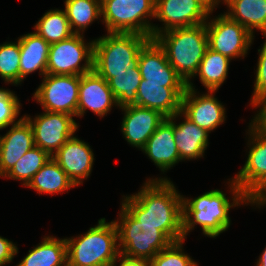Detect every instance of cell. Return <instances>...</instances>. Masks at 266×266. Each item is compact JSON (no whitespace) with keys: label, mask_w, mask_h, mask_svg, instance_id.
I'll use <instances>...</instances> for the list:
<instances>
[{"label":"cell","mask_w":266,"mask_h":266,"mask_svg":"<svg viewBox=\"0 0 266 266\" xmlns=\"http://www.w3.org/2000/svg\"><path fill=\"white\" fill-rule=\"evenodd\" d=\"M122 206L141 224L157 226L172 243L183 237V196L167 178L148 179Z\"/></svg>","instance_id":"6da1fadb"},{"label":"cell","mask_w":266,"mask_h":266,"mask_svg":"<svg viewBox=\"0 0 266 266\" xmlns=\"http://www.w3.org/2000/svg\"><path fill=\"white\" fill-rule=\"evenodd\" d=\"M229 183L234 197L232 203L219 189L205 192L194 199L183 197L184 239L197 224L201 226L204 235L215 238L229 228L231 220L228 214L231 207L240 203L253 204L233 180Z\"/></svg>","instance_id":"7a4b0ae2"},{"label":"cell","mask_w":266,"mask_h":266,"mask_svg":"<svg viewBox=\"0 0 266 266\" xmlns=\"http://www.w3.org/2000/svg\"><path fill=\"white\" fill-rule=\"evenodd\" d=\"M164 50L168 62L187 84L195 76L208 49L206 24L175 28L153 38Z\"/></svg>","instance_id":"3957f363"},{"label":"cell","mask_w":266,"mask_h":266,"mask_svg":"<svg viewBox=\"0 0 266 266\" xmlns=\"http://www.w3.org/2000/svg\"><path fill=\"white\" fill-rule=\"evenodd\" d=\"M65 240L67 266H116L120 250L114 221L106 222L101 218L85 234Z\"/></svg>","instance_id":"277c9868"},{"label":"cell","mask_w":266,"mask_h":266,"mask_svg":"<svg viewBox=\"0 0 266 266\" xmlns=\"http://www.w3.org/2000/svg\"><path fill=\"white\" fill-rule=\"evenodd\" d=\"M150 39L138 33H108L95 39L93 70L106 81L126 73L137 63L140 50Z\"/></svg>","instance_id":"5b68a950"},{"label":"cell","mask_w":266,"mask_h":266,"mask_svg":"<svg viewBox=\"0 0 266 266\" xmlns=\"http://www.w3.org/2000/svg\"><path fill=\"white\" fill-rule=\"evenodd\" d=\"M249 125V154L243 168L232 180L255 205L266 194V121L256 114Z\"/></svg>","instance_id":"8992f818"},{"label":"cell","mask_w":266,"mask_h":266,"mask_svg":"<svg viewBox=\"0 0 266 266\" xmlns=\"http://www.w3.org/2000/svg\"><path fill=\"white\" fill-rule=\"evenodd\" d=\"M118 219L114 222L118 229L121 255L151 260L172 243L157 226L141 224L123 206Z\"/></svg>","instance_id":"52a82bcc"},{"label":"cell","mask_w":266,"mask_h":266,"mask_svg":"<svg viewBox=\"0 0 266 266\" xmlns=\"http://www.w3.org/2000/svg\"><path fill=\"white\" fill-rule=\"evenodd\" d=\"M156 0H101V16L108 33H138L152 39Z\"/></svg>","instance_id":"ba28073f"},{"label":"cell","mask_w":266,"mask_h":266,"mask_svg":"<svg viewBox=\"0 0 266 266\" xmlns=\"http://www.w3.org/2000/svg\"><path fill=\"white\" fill-rule=\"evenodd\" d=\"M83 34L50 44L46 74L83 75L93 70L94 40L85 43ZM82 60L84 65L80 66Z\"/></svg>","instance_id":"9c48e42d"},{"label":"cell","mask_w":266,"mask_h":266,"mask_svg":"<svg viewBox=\"0 0 266 266\" xmlns=\"http://www.w3.org/2000/svg\"><path fill=\"white\" fill-rule=\"evenodd\" d=\"M80 75L46 74L33 95L43 110L77 116Z\"/></svg>","instance_id":"30bf717a"},{"label":"cell","mask_w":266,"mask_h":266,"mask_svg":"<svg viewBox=\"0 0 266 266\" xmlns=\"http://www.w3.org/2000/svg\"><path fill=\"white\" fill-rule=\"evenodd\" d=\"M207 20L208 47L222 55L233 58L245 57L254 35L243 25L230 19L226 14Z\"/></svg>","instance_id":"8fae6325"},{"label":"cell","mask_w":266,"mask_h":266,"mask_svg":"<svg viewBox=\"0 0 266 266\" xmlns=\"http://www.w3.org/2000/svg\"><path fill=\"white\" fill-rule=\"evenodd\" d=\"M212 11L203 0H156L155 18L164 27L153 26L152 39L171 29L204 24Z\"/></svg>","instance_id":"7c38bea8"},{"label":"cell","mask_w":266,"mask_h":266,"mask_svg":"<svg viewBox=\"0 0 266 266\" xmlns=\"http://www.w3.org/2000/svg\"><path fill=\"white\" fill-rule=\"evenodd\" d=\"M23 117L32 127L35 146L51 156L72 138L78 129L73 116L67 113L44 111L34 119L27 115Z\"/></svg>","instance_id":"4fadbf2b"},{"label":"cell","mask_w":266,"mask_h":266,"mask_svg":"<svg viewBox=\"0 0 266 266\" xmlns=\"http://www.w3.org/2000/svg\"><path fill=\"white\" fill-rule=\"evenodd\" d=\"M214 92L216 91L208 90V93L197 96L192 82L189 81L182 96L181 112L209 133L225 121V108L215 98Z\"/></svg>","instance_id":"5bb4252c"},{"label":"cell","mask_w":266,"mask_h":266,"mask_svg":"<svg viewBox=\"0 0 266 266\" xmlns=\"http://www.w3.org/2000/svg\"><path fill=\"white\" fill-rule=\"evenodd\" d=\"M137 65L145 83H165V87H187L154 39H150L140 50Z\"/></svg>","instance_id":"9a60e30c"},{"label":"cell","mask_w":266,"mask_h":266,"mask_svg":"<svg viewBox=\"0 0 266 266\" xmlns=\"http://www.w3.org/2000/svg\"><path fill=\"white\" fill-rule=\"evenodd\" d=\"M117 104L108 82L94 70L80 76L77 116H83L86 109L103 117Z\"/></svg>","instance_id":"2e32d148"},{"label":"cell","mask_w":266,"mask_h":266,"mask_svg":"<svg viewBox=\"0 0 266 266\" xmlns=\"http://www.w3.org/2000/svg\"><path fill=\"white\" fill-rule=\"evenodd\" d=\"M124 110L122 133L127 142L142 149L159 125L165 120L160 112L136 105L120 107Z\"/></svg>","instance_id":"e0dca14e"},{"label":"cell","mask_w":266,"mask_h":266,"mask_svg":"<svg viewBox=\"0 0 266 266\" xmlns=\"http://www.w3.org/2000/svg\"><path fill=\"white\" fill-rule=\"evenodd\" d=\"M52 158L60 165L76 186L91 174L94 154L88 143L73 136Z\"/></svg>","instance_id":"ac0fdd59"},{"label":"cell","mask_w":266,"mask_h":266,"mask_svg":"<svg viewBox=\"0 0 266 266\" xmlns=\"http://www.w3.org/2000/svg\"><path fill=\"white\" fill-rule=\"evenodd\" d=\"M187 87H165V83H145L141 80L134 105L149 108L170 118L181 111L182 96Z\"/></svg>","instance_id":"d6986e66"},{"label":"cell","mask_w":266,"mask_h":266,"mask_svg":"<svg viewBox=\"0 0 266 266\" xmlns=\"http://www.w3.org/2000/svg\"><path fill=\"white\" fill-rule=\"evenodd\" d=\"M179 116H182L181 111L170 118H165L141 149L162 172L181 161L173 132V120Z\"/></svg>","instance_id":"ffe728a7"},{"label":"cell","mask_w":266,"mask_h":266,"mask_svg":"<svg viewBox=\"0 0 266 266\" xmlns=\"http://www.w3.org/2000/svg\"><path fill=\"white\" fill-rule=\"evenodd\" d=\"M34 146L32 127L23 117L5 135L0 136V176L4 177Z\"/></svg>","instance_id":"44dd1931"},{"label":"cell","mask_w":266,"mask_h":266,"mask_svg":"<svg viewBox=\"0 0 266 266\" xmlns=\"http://www.w3.org/2000/svg\"><path fill=\"white\" fill-rule=\"evenodd\" d=\"M18 40L20 47V83L28 74L36 70H39L40 75L44 77L50 44L36 32L25 34Z\"/></svg>","instance_id":"7402d4cb"},{"label":"cell","mask_w":266,"mask_h":266,"mask_svg":"<svg viewBox=\"0 0 266 266\" xmlns=\"http://www.w3.org/2000/svg\"><path fill=\"white\" fill-rule=\"evenodd\" d=\"M182 115L184 116L182 123L173 122L174 141L176 142L180 159L182 161L201 158L204 156V151L208 146L209 132L198 127L183 113Z\"/></svg>","instance_id":"603a6c76"},{"label":"cell","mask_w":266,"mask_h":266,"mask_svg":"<svg viewBox=\"0 0 266 266\" xmlns=\"http://www.w3.org/2000/svg\"><path fill=\"white\" fill-rule=\"evenodd\" d=\"M230 19L243 25L252 35L254 28L266 37V0H225Z\"/></svg>","instance_id":"cb8c5ba5"},{"label":"cell","mask_w":266,"mask_h":266,"mask_svg":"<svg viewBox=\"0 0 266 266\" xmlns=\"http://www.w3.org/2000/svg\"><path fill=\"white\" fill-rule=\"evenodd\" d=\"M67 266V244L65 239L53 236L43 238L21 260L17 266Z\"/></svg>","instance_id":"d4e9b609"},{"label":"cell","mask_w":266,"mask_h":266,"mask_svg":"<svg viewBox=\"0 0 266 266\" xmlns=\"http://www.w3.org/2000/svg\"><path fill=\"white\" fill-rule=\"evenodd\" d=\"M76 186L60 165L51 157L50 160L32 177L26 187L35 189L39 194H54Z\"/></svg>","instance_id":"484cf974"},{"label":"cell","mask_w":266,"mask_h":266,"mask_svg":"<svg viewBox=\"0 0 266 266\" xmlns=\"http://www.w3.org/2000/svg\"><path fill=\"white\" fill-rule=\"evenodd\" d=\"M231 59L208 47L195 74L207 90L217 91L226 80Z\"/></svg>","instance_id":"4316f807"},{"label":"cell","mask_w":266,"mask_h":266,"mask_svg":"<svg viewBox=\"0 0 266 266\" xmlns=\"http://www.w3.org/2000/svg\"><path fill=\"white\" fill-rule=\"evenodd\" d=\"M64 11L72 32L80 34L101 17V0H65Z\"/></svg>","instance_id":"83f0119b"},{"label":"cell","mask_w":266,"mask_h":266,"mask_svg":"<svg viewBox=\"0 0 266 266\" xmlns=\"http://www.w3.org/2000/svg\"><path fill=\"white\" fill-rule=\"evenodd\" d=\"M34 29L49 44L60 42L74 34L65 11L59 9L47 11L34 25Z\"/></svg>","instance_id":"f1b7e54d"},{"label":"cell","mask_w":266,"mask_h":266,"mask_svg":"<svg viewBox=\"0 0 266 266\" xmlns=\"http://www.w3.org/2000/svg\"><path fill=\"white\" fill-rule=\"evenodd\" d=\"M141 80L142 76L136 63L132 68L127 69L126 73H121L107 81L119 108L136 103Z\"/></svg>","instance_id":"f546056e"},{"label":"cell","mask_w":266,"mask_h":266,"mask_svg":"<svg viewBox=\"0 0 266 266\" xmlns=\"http://www.w3.org/2000/svg\"><path fill=\"white\" fill-rule=\"evenodd\" d=\"M51 157L52 156L45 150L34 146L18 160L4 178L9 177L11 179L23 181V185L27 186L32 177L50 160Z\"/></svg>","instance_id":"4dcf8cb0"},{"label":"cell","mask_w":266,"mask_h":266,"mask_svg":"<svg viewBox=\"0 0 266 266\" xmlns=\"http://www.w3.org/2000/svg\"><path fill=\"white\" fill-rule=\"evenodd\" d=\"M0 76L6 83L20 84L19 40L0 45Z\"/></svg>","instance_id":"1f68e13d"},{"label":"cell","mask_w":266,"mask_h":266,"mask_svg":"<svg viewBox=\"0 0 266 266\" xmlns=\"http://www.w3.org/2000/svg\"><path fill=\"white\" fill-rule=\"evenodd\" d=\"M183 241L173 242L158 252L150 260L152 266H197V263L183 252Z\"/></svg>","instance_id":"d6a6232c"},{"label":"cell","mask_w":266,"mask_h":266,"mask_svg":"<svg viewBox=\"0 0 266 266\" xmlns=\"http://www.w3.org/2000/svg\"><path fill=\"white\" fill-rule=\"evenodd\" d=\"M20 107V102L13 92L0 88V130L18 123L23 118L15 121L20 113Z\"/></svg>","instance_id":"836d02e7"},{"label":"cell","mask_w":266,"mask_h":266,"mask_svg":"<svg viewBox=\"0 0 266 266\" xmlns=\"http://www.w3.org/2000/svg\"><path fill=\"white\" fill-rule=\"evenodd\" d=\"M259 58L256 69V80L251 105L262 107L266 104V40L261 49H258Z\"/></svg>","instance_id":"e575fe53"},{"label":"cell","mask_w":266,"mask_h":266,"mask_svg":"<svg viewBox=\"0 0 266 266\" xmlns=\"http://www.w3.org/2000/svg\"><path fill=\"white\" fill-rule=\"evenodd\" d=\"M17 253V246L12 241L0 236V266L10 263Z\"/></svg>","instance_id":"d590c367"},{"label":"cell","mask_w":266,"mask_h":266,"mask_svg":"<svg viewBox=\"0 0 266 266\" xmlns=\"http://www.w3.org/2000/svg\"><path fill=\"white\" fill-rule=\"evenodd\" d=\"M120 266H152L151 261L145 258H131L119 255Z\"/></svg>","instance_id":"8d00e7d4"},{"label":"cell","mask_w":266,"mask_h":266,"mask_svg":"<svg viewBox=\"0 0 266 266\" xmlns=\"http://www.w3.org/2000/svg\"><path fill=\"white\" fill-rule=\"evenodd\" d=\"M256 266H266V248L262 255L259 257V260H257Z\"/></svg>","instance_id":"74e56055"},{"label":"cell","mask_w":266,"mask_h":266,"mask_svg":"<svg viewBox=\"0 0 266 266\" xmlns=\"http://www.w3.org/2000/svg\"><path fill=\"white\" fill-rule=\"evenodd\" d=\"M213 10L221 2V0H203ZM225 3V0H222Z\"/></svg>","instance_id":"f35d334b"},{"label":"cell","mask_w":266,"mask_h":266,"mask_svg":"<svg viewBox=\"0 0 266 266\" xmlns=\"http://www.w3.org/2000/svg\"><path fill=\"white\" fill-rule=\"evenodd\" d=\"M258 114L266 121V104H264Z\"/></svg>","instance_id":"ab89813d"},{"label":"cell","mask_w":266,"mask_h":266,"mask_svg":"<svg viewBox=\"0 0 266 266\" xmlns=\"http://www.w3.org/2000/svg\"><path fill=\"white\" fill-rule=\"evenodd\" d=\"M266 204V194L263 195L259 200L258 202L256 203V206H264Z\"/></svg>","instance_id":"60d3db41"}]
</instances>
